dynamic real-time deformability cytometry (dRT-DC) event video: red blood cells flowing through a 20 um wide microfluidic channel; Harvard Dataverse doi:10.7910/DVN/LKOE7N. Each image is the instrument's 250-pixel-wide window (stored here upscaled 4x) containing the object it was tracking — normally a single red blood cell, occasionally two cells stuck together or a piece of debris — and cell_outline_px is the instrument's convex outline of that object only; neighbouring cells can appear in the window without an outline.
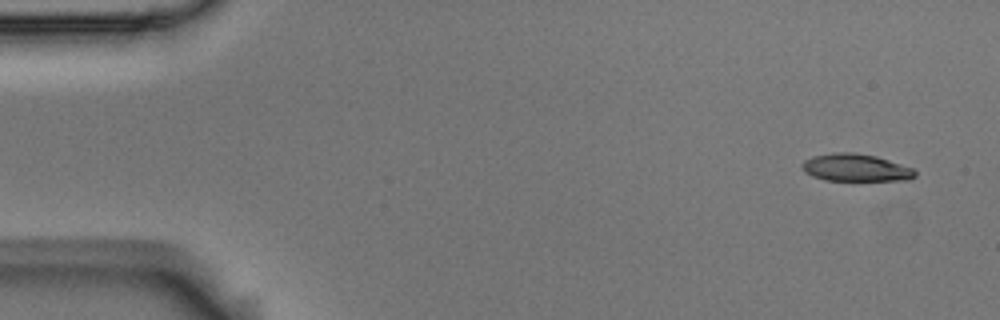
{"species": "Egyptian fruit bat (a non-hibernating species)", "species_latin": "Rousettus aegyptiacus", "temperature_condition": "room temperature", "stored_images_in_passage": 4, "camera_frame_rate_fps": 3000, "um_per_image_px": 0.085, "animal": {"sex": "male"}, "frame": {"image": 1, "passage_image": 1, "time_ms": 0.0, "image_size_px": [1000, 320], "cell_outline_px": [[916, 176], [908, 180], [824, 180], [812, 176], [804, 172], [800, 164], [804, 160], [812, 156], [832, 152], [852, 152], [876, 156], [912, 168], [916, 172]], "centroid_in_image_um": [72.68, 14.24], "position_along_channel_um": 12.3, "area_um2": 18.09}}
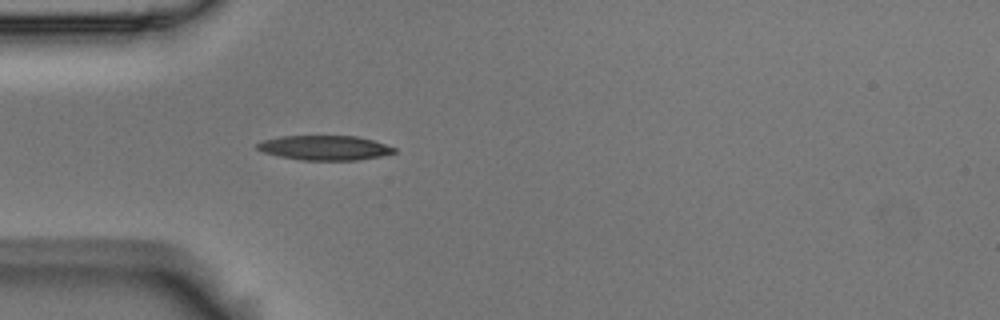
{"frame": {"image": 2, "passage_image": 4, "time_ms": 1.0, "image_size_px": [1000, 320], "cell_outline_px": [[396, 152], [380, 156], [356, 160], [304, 160], [280, 156], [264, 152], [256, 148], [256, 144], [264, 140], [280, 136], [356, 136], [372, 140], [396, 148]], "centroid_in_image_um": [27.59, 12.56], "position_along_channel_um": 57.4, "area_um2": 19.42}}